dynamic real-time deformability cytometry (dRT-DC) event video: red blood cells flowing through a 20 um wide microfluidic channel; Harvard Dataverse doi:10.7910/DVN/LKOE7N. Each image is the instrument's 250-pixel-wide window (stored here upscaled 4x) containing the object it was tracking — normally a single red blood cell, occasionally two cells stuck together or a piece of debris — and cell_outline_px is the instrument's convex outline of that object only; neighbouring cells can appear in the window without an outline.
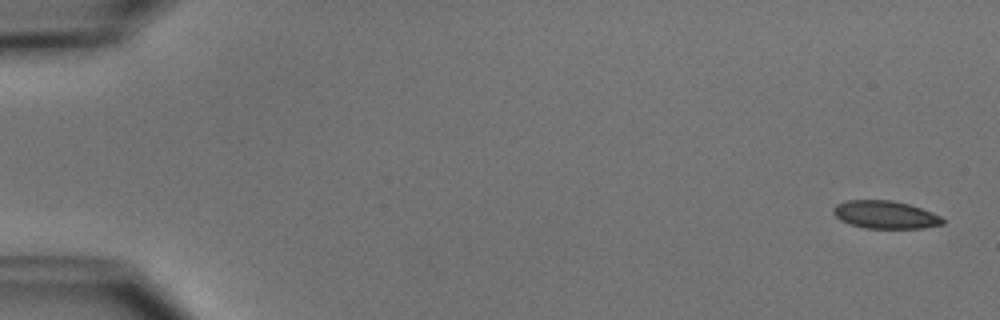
{"species": "common noctule bat (a hibernating species)", "species_latin": "Nyctalus noctula", "temperature_condition": "cold", "stored_images_in_passage": 5, "camera_frame_rate_fps": 3000, "um_per_image_px": 0.085, "animal": {"sex": "male", "body_mass_g": 15.6}, "frame": {"image": 1, "passage_image": 1, "time_ms": 0.0, "image_size_px": [1000, 320], "cell_outline_px": [[944, 224], [924, 228], [864, 228], [848, 224], [840, 220], [832, 212], [832, 208], [836, 204], [848, 200], [892, 200], [908, 204], [932, 212], [940, 216], [944, 220]], "centroid_in_image_um": [75.22, 18.25], "position_along_channel_um": 9.8, "area_um2": 17.8}}
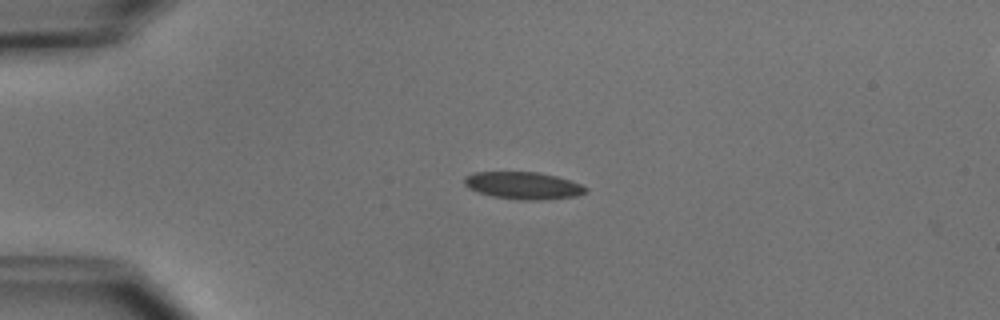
{"frame": {"image": 2, "passage_image": 4, "time_ms": 3.667, "image_size_px": [1000, 320], "cell_outline_px": [[588, 192], [576, 196], [536, 200], [520, 200], [492, 196], [468, 188], [464, 184], [464, 176], [472, 172], [536, 172], [556, 176], [580, 184], [588, 188]], "centroid_in_image_um": [44.45, 15.76], "position_along_channel_um": 40.5, "area_um2": 19.19}}